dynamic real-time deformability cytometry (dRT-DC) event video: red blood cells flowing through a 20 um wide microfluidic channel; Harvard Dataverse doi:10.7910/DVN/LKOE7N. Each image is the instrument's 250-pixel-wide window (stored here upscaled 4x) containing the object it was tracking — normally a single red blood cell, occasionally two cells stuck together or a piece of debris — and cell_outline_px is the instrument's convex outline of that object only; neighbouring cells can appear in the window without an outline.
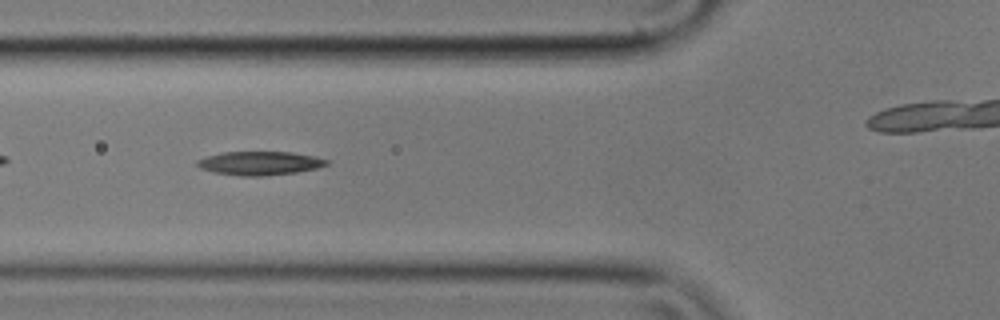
{"species": "common noctule bat (a hibernating species)", "species_latin": "Nyctalus noctula", "temperature_condition": "cold", "stored_images_in_passage": 34, "camera_frame_rate_fps": 3000, "um_per_image_px": 0.085, "animal": {"sex": "male", "body_mass_g": 17.9}, "frame": {"image": 1, "passage_image": 6, "time_ms": 1.667, "image_size_px": [1000, 320], "cell_outline_px": [[332, 160], [328, 164], [316, 168], [296, 172], [264, 176], [240, 176], [212, 172], [200, 168], [196, 164], [196, 160], [208, 156], [224, 152], [292, 152], [316, 156]], "centroid_in_image_um": [22.1, 13.87], "position_along_channel_um": 103.7, "area_um2": 17.98}}
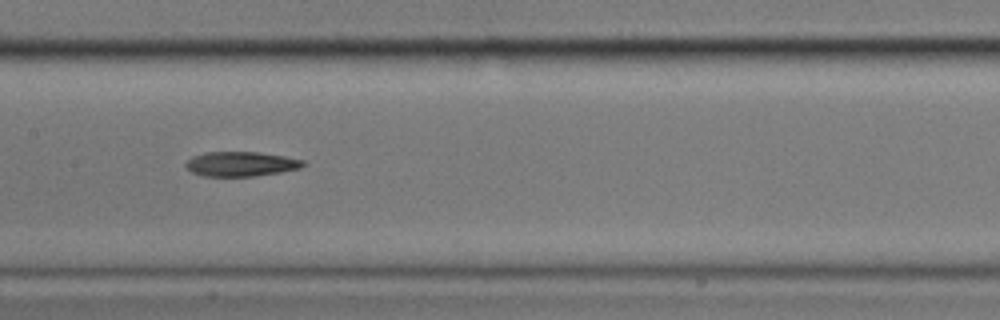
{"frame": {"image": 2, "passage_image": 13, "time_ms": 4.0, "image_size_px": [1000, 320], "cell_outline_px": [[308, 164], [300, 168], [280, 172], [256, 176], [204, 176], [192, 172], [184, 164], [192, 156], [204, 152], [260, 152], [284, 156], [304, 160]], "centroid_in_image_um": [20.51, 13.93], "position_along_channel_um": 186.9, "area_um2": 16.94}}
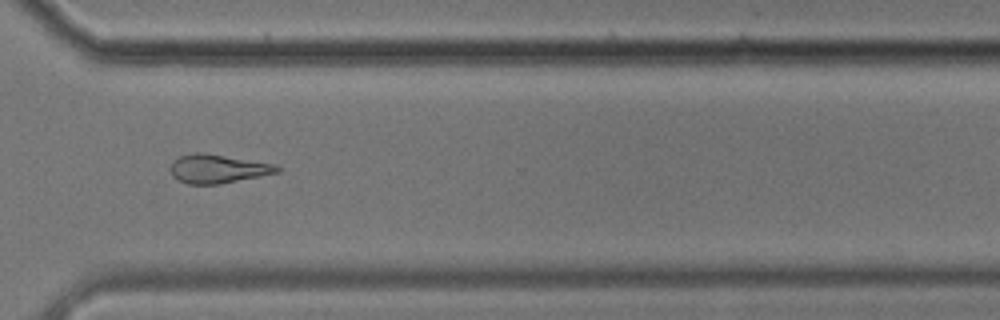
{"frame": {"image": 3, "passage_image": 27, "time_ms": 8.667, "image_size_px": [1000, 320], "cell_outline_px": [[280, 172], [220, 184], [188, 184], [172, 176], [168, 168], [172, 160], [180, 156], [196, 152], [204, 152], [272, 164], [280, 168]], "centroid_in_image_um": [18.44, 14.34], "position_along_channel_um": 352.2, "area_um2": 17.8}, "authors_computed_cell_mechanics": {"area_um2": 17.5712, "velocity_mm_per_s": 3.5422, "shape_relaxation_time_tau1_ms": 11.2648, "shape_relaxation_time_tau2_ms": null, "deformation_change_tau1": 0.2426, "deformation_change_tau2": null}}